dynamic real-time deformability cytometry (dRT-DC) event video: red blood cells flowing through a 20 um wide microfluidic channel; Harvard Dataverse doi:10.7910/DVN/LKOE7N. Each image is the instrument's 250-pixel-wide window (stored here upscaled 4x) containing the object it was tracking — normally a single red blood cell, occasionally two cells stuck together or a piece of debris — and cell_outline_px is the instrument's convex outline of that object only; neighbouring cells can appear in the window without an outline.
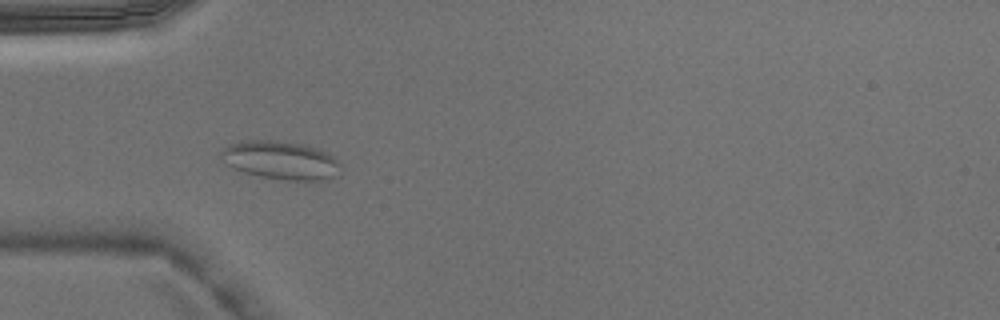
{"species": "Egyptian fruit bat (a non-hibernating species)", "species_latin": "Rousettus aegyptiacus", "temperature_condition": "warm", "stored_images_in_passage": 7, "camera_frame_rate_fps": 3000, "um_per_image_px": 0.085, "animal": {"sex": "male"}, "frame": {"image": 1, "passage_image": 4, "time_ms": 1.0, "image_size_px": [1000, 320], "cell_outline_px": [[340, 176], [324, 180], [284, 180], [260, 176], [244, 172], [228, 164], [220, 156], [220, 152], [224, 148], [232, 144], [248, 140], [272, 140], [300, 144], [320, 148], [332, 156], [340, 164]], "centroid_in_image_um": [23.92, 13.63], "position_along_channel_um": 61.1, "area_um2": 26.53}}